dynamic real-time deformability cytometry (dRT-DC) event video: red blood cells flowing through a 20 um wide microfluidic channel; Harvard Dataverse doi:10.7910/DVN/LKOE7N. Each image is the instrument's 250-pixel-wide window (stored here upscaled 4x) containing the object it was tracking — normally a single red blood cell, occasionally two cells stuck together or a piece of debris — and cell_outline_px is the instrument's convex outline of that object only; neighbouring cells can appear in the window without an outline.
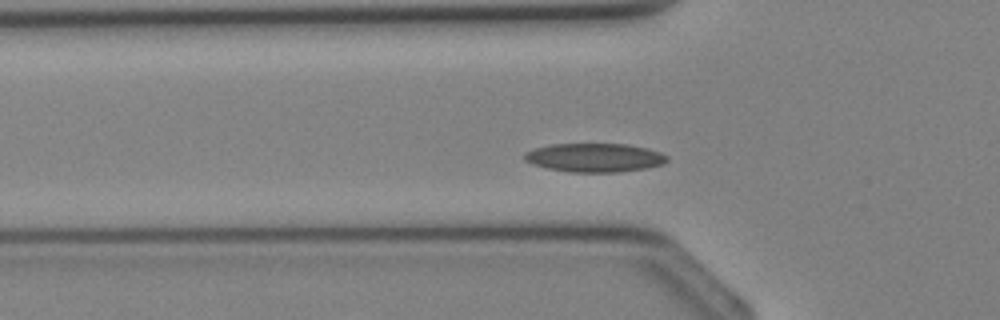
{"species": "Egyptian fruit bat (a non-hibernating species)", "species_latin": "Rousettus aegyptiacus", "temperature_condition": "cold", "stored_images_in_passage": 33, "segment_of_instrument_passage": [1, 2], "camera_frame_rate_fps": 3000, "um_per_image_px": 0.085, "animal": {"sex": "female"}, "frame": {"image": 1, "passage_image": 8, "time_ms": 2.333, "image_size_px": [1000, 320], "cell_outline_px": [[668, 160], [664, 164], [648, 168], [620, 172], [568, 172], [548, 168], [532, 164], [524, 160], [524, 152], [536, 148], [552, 144], [628, 144], [648, 148], [660, 152], [668, 156]], "centroid_in_image_um": [50.57, 13.4], "position_along_channel_um": 75.2, "area_um2": 24.04}}
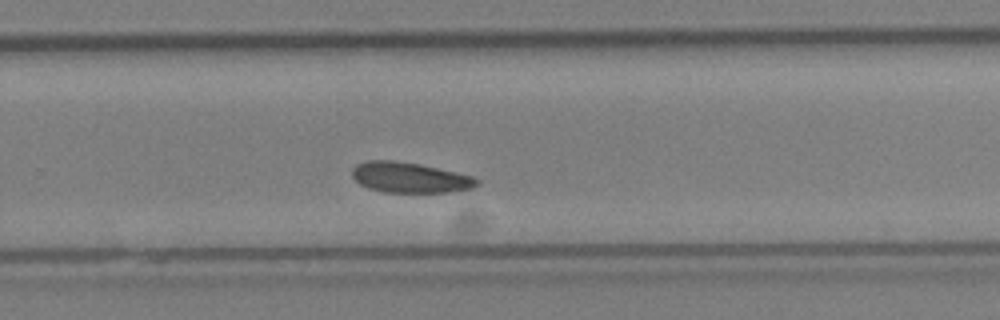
{"frame": {"image": 2, "passage_image": 20, "time_ms": 6.333, "image_size_px": [1000, 320], "cell_outline_px": [[480, 184], [472, 188], [456, 192], [384, 192], [368, 188], [360, 184], [352, 176], [352, 168], [356, 164], [368, 160], [392, 160], [420, 164], [472, 176], [480, 180]], "centroid_in_image_um": [34.84, 15.09], "position_along_channel_um": 295.0, "area_um2": 22.2}}
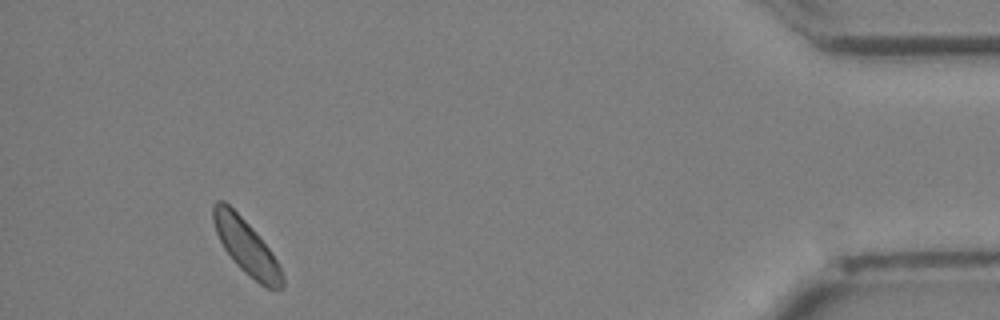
{"frame": {"image": 3, "passage_image": 30, "time_ms": 9.667, "image_size_px": [1000, 320], "cell_outline_px": [[284, 288], [268, 288], [260, 284], [244, 272], [236, 264], [224, 248], [216, 232], [212, 220], [212, 204], [216, 200], [224, 200], [256, 232], [268, 248], [276, 260], [284, 276]], "centroid_in_image_um": [20.91, 20.96], "position_along_channel_um": 414.3, "area_um2": 21.73}}